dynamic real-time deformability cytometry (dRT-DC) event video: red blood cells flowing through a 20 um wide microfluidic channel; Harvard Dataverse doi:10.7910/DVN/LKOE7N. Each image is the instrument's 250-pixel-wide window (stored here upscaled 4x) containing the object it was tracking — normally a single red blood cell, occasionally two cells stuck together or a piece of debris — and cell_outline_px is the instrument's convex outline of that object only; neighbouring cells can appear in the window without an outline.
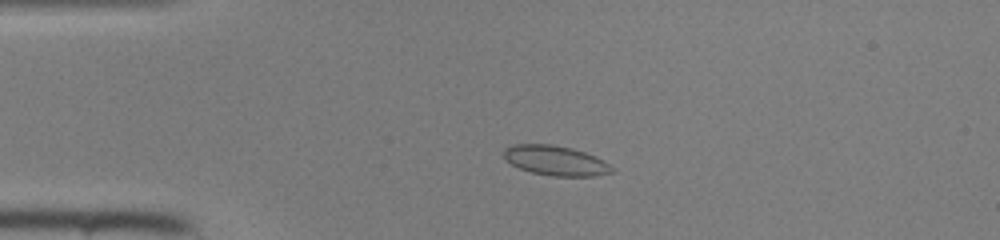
{"species": "common noctule bat (a hibernating species)", "species_latin": "Nyctalus noctula", "temperature_condition": "room temperature", "stored_images_in_passage": 42, "camera_frame_rate_fps": 3000, "um_per_image_px": 0.085, "animal": {"sex": "female", "body_mass_g": 22.0, "forearm_length_mm": 56.7}, "frame": {"image": 1, "passage_image": 11, "time_ms": 3.333, "image_size_px": [1000, 240], "cell_outline_px": [[616, 168], [612, 172], [596, 176], [552, 176], [532, 172], [520, 168], [512, 164], [504, 156], [504, 148], [512, 144], [552, 144], [572, 148], [596, 156], [604, 160]], "centroid_in_image_um": [47.27, 13.64], "position_along_channel_um": 37.7, "area_um2": 18.84}}
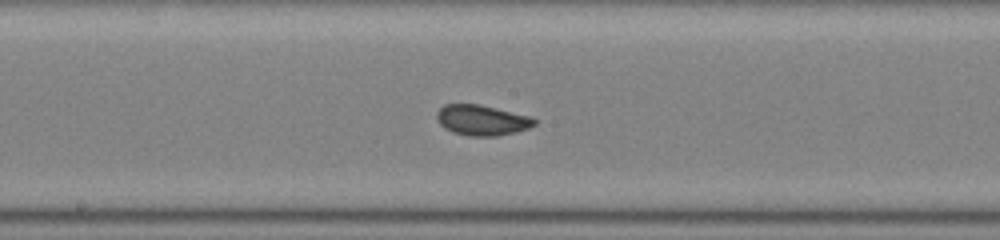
{"frame": {"image": 2, "passage_image": 25, "time_ms": 8.0, "image_size_px": [1000, 240], "cell_outline_px": [[536, 124], [528, 128], [516, 132], [496, 136], [468, 136], [452, 132], [444, 128], [440, 124], [436, 116], [436, 112], [444, 104], [480, 104], [528, 116], [536, 120]], "centroid_in_image_um": [40.93, 10.22], "position_along_channel_um": 207.3, "area_um2": 17.28}}
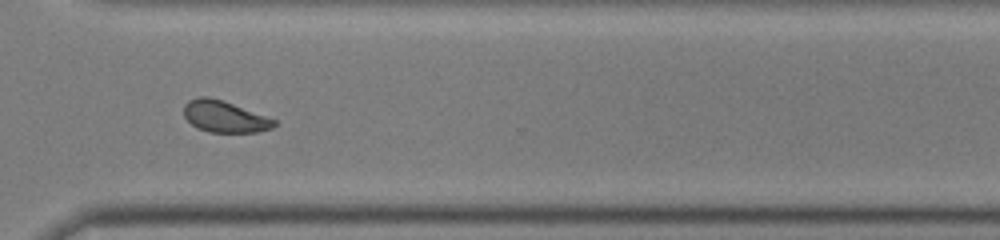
{"frame": {"image": 3, "passage_image": 35, "time_ms": 11.333, "image_size_px": [1000, 240], "cell_outline_px": [[276, 124], [272, 128], [256, 132], [208, 132], [196, 128], [184, 116], [184, 104], [188, 100], [200, 96], [208, 96], [232, 104], [276, 120]], "centroid_in_image_um": [19.04, 9.92], "position_along_channel_um": 351.6, "area_um2": 16.36}}